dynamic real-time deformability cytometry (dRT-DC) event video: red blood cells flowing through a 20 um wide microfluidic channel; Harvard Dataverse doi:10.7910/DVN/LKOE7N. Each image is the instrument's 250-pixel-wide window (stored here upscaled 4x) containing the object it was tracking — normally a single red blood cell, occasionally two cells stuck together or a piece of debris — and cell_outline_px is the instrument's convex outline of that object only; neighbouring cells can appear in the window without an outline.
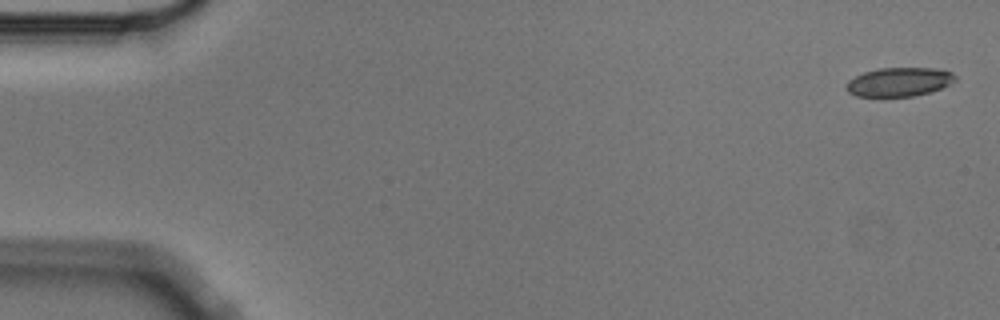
{"species": "Egyptian fruit bat (a non-hibernating species)", "species_latin": "Rousettus aegyptiacus", "temperature_condition": "cold", "stored_images_in_passage": 3, "camera_frame_rate_fps": 3000, "um_per_image_px": 0.085, "animal": {"sex": "male"}, "frame": {"image": 1, "passage_image": 1, "time_ms": 0.0, "image_size_px": [1000, 320], "cell_outline_px": [[956, 80], [940, 88], [928, 92], [912, 96], [856, 96], [848, 92], [844, 88], [848, 80], [864, 72], [880, 68], [932, 68], [952, 72], [956, 76]], "centroid_in_image_um": [76.39, 6.96], "position_along_channel_um": 8.6, "area_um2": 18.15}}